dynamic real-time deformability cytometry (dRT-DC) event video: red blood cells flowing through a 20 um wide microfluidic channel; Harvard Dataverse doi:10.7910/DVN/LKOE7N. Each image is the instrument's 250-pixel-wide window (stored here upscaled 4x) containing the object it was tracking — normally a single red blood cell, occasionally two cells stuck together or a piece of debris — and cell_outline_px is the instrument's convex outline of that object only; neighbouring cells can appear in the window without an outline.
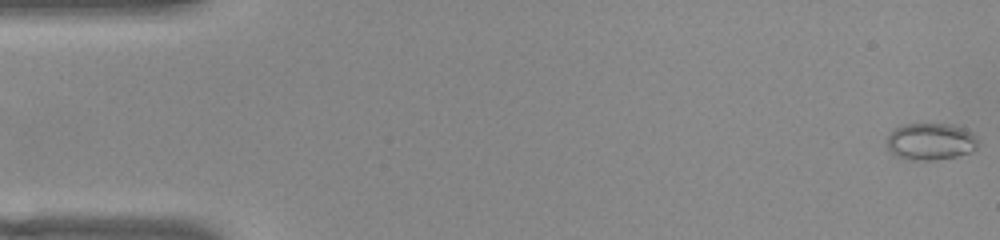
{"species": "common noctule bat (a hibernating species)", "species_latin": "Nyctalus noctula", "temperature_condition": "warm", "stored_images_in_passage": 53, "camera_frame_rate_fps": 3000, "um_per_image_px": 0.085, "animal": {"sex": "female", "body_mass_g": 22.0, "forearm_length_mm": 56.7}, "frame": {"image": 1, "passage_image": 1, "time_ms": 0.0, "image_size_px": [1000, 240], "cell_outline_px": [[976, 148], [972, 152], [956, 156], [936, 160], [916, 160], [896, 156], [888, 148], [888, 136], [896, 128], [904, 124], [948, 124], [964, 128], [972, 132], [976, 136]], "centroid_in_image_um": [79.13, 12.03], "position_along_channel_um": 5.9, "area_um2": 19.42}}
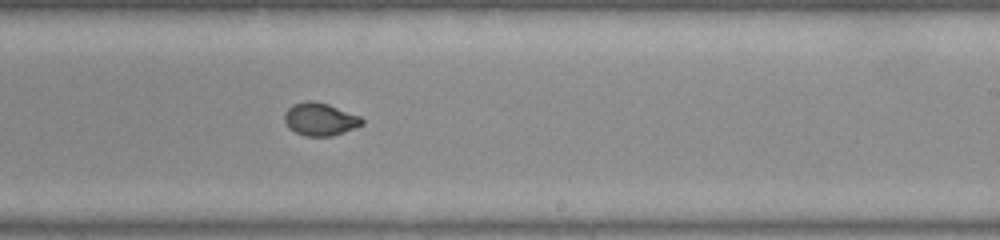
{"frame": {"image": 2, "passage_image": 32, "time_ms": 10.333, "image_size_px": [1000, 240], "cell_outline_px": [[364, 124], [332, 136], [304, 136], [288, 128], [284, 120], [284, 112], [292, 104], [304, 100], [316, 100], [328, 104], [360, 116], [364, 120]], "centroid_in_image_um": [27.17, 10.11], "position_along_channel_um": 261.8, "area_um2": 14.97}}
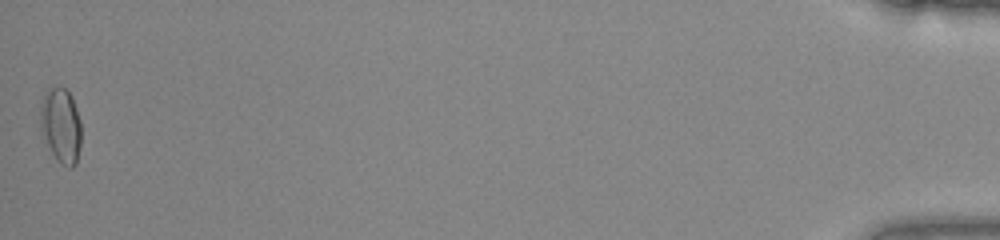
{"frame": {"image": 3, "passage_image": 53, "time_ms": 17.333, "image_size_px": [1000, 240], "cell_outline_px": [[80, 144], [76, 164], [72, 168], [68, 168], [60, 164], [56, 160], [48, 144], [40, 124], [40, 112], [44, 96], [52, 88], [64, 88], [72, 96], [80, 120]], "centroid_in_image_um": [5.21, 10.71], "position_along_channel_um": 430.0, "area_um2": 17.4}}